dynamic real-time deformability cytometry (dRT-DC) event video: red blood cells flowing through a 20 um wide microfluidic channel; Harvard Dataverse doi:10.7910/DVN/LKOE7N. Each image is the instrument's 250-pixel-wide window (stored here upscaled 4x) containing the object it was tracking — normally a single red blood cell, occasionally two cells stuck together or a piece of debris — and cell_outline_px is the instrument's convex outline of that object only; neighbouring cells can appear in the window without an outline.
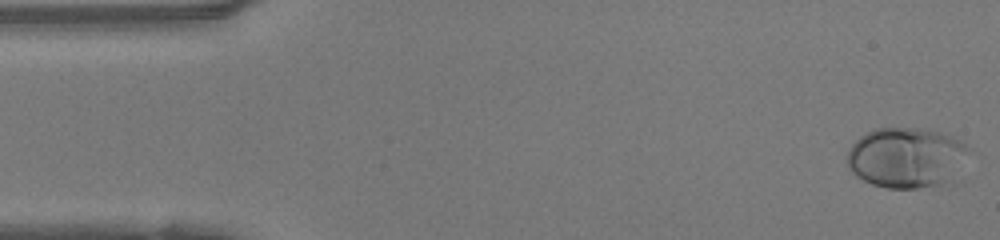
{"species": "human", "species_latin": "Homo sapiens", "temperature_condition": "warm", "stored_images_in_passage": 48, "camera_frame_rate_fps": 3000, "um_per_image_px": 0.085, "donor": {"sex": "female"}, "frame": {"image": 1, "passage_image": 1, "time_ms": 0.0, "image_size_px": [1000, 240], "cell_outline_px": [[972, 148], [944, 180], [940, 184], [920, 188], [888, 188], [872, 184], [856, 176], [848, 168], [848, 148], [860, 136], [876, 128], [924, 128], [940, 132], [952, 136], [960, 140]], "centroid_in_image_um": [76.95, 13.36], "position_along_channel_um": 8.0, "area_um2": 41.96}}
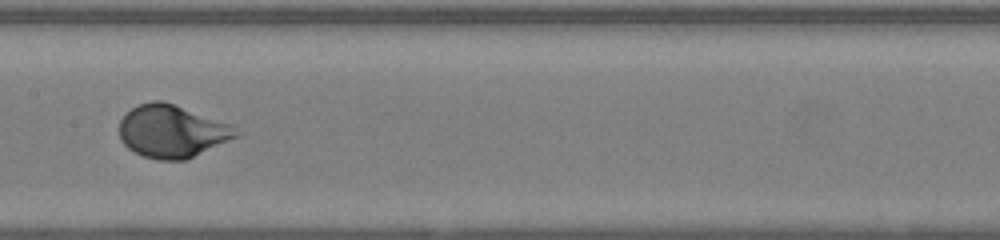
{"frame": {"image": 2, "passage_image": 23, "time_ms": 7.333, "image_size_px": [1000, 240], "cell_outline_px": [[244, 132], [240, 136], [184, 160], [160, 160], [144, 156], [128, 148], [120, 140], [120, 120], [132, 108], [140, 104], [152, 100], [164, 100], [232, 124]], "centroid_in_image_um": [14.67, 11.14], "position_along_channel_um": 192.7, "area_um2": 36.01}}
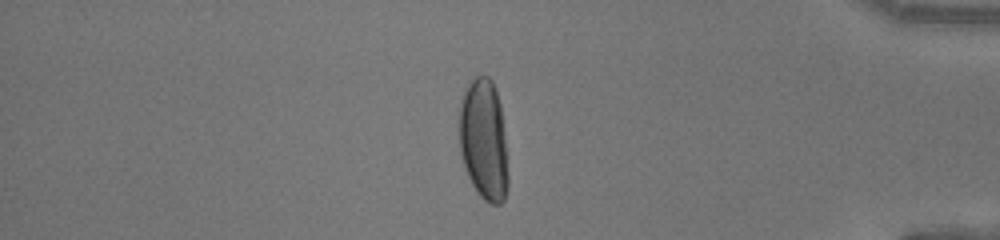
{"frame": {"image": 3, "passage_image": 40, "time_ms": 13.0, "image_size_px": [1000, 240], "cell_outline_px": [[508, 188], [504, 200], [500, 204], [492, 204], [484, 200], [476, 192], [464, 168], [460, 152], [460, 104], [464, 92], [468, 84], [476, 76], [488, 76], [492, 80], [496, 88], [500, 104], [504, 132], [508, 172]], "centroid_in_image_um": [41.13, 11.92], "position_along_channel_um": 394.1, "area_um2": 34.62}, "authors_computed_cell_mechanics": {"area_um2": 35.6626, "velocity_mm_per_s": 4.1894, "shape_relaxation_time_tau1_ms": 2.8183, "shape_relaxation_time_tau2_ms": null, "deformation_change_tau1": 0.2007, "deformation_change_tau2": null}}